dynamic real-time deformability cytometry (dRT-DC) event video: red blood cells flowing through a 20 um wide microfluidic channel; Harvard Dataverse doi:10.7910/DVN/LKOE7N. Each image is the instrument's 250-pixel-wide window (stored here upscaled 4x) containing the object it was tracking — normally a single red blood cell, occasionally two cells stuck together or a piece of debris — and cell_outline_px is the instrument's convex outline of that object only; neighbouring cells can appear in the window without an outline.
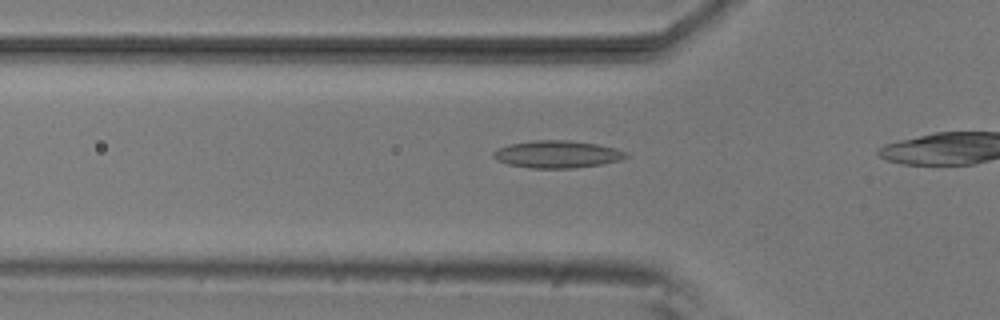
{"species": "common noctule bat (a hibernating species)", "species_latin": "Nyctalus noctula", "temperature_condition": "room temperature", "stored_images_in_passage": 18, "camera_frame_rate_fps": 3000, "um_per_image_px": 0.085, "animal": {"sex": "male", "body_mass_g": 20.5, "forearm_length_mm": 52.5}, "frame": {"image": 1, "passage_image": 6, "time_ms": 1.667, "image_size_px": [1000, 320], "cell_outline_px": [[628, 156], [620, 160], [604, 164], [576, 168], [532, 168], [508, 164], [496, 160], [492, 156], [492, 152], [508, 144], [536, 140], [568, 140], [596, 144], [616, 148], [628, 152]], "centroid_in_image_um": [47.38, 13.11], "position_along_channel_um": 78.4, "area_um2": 21.21}}
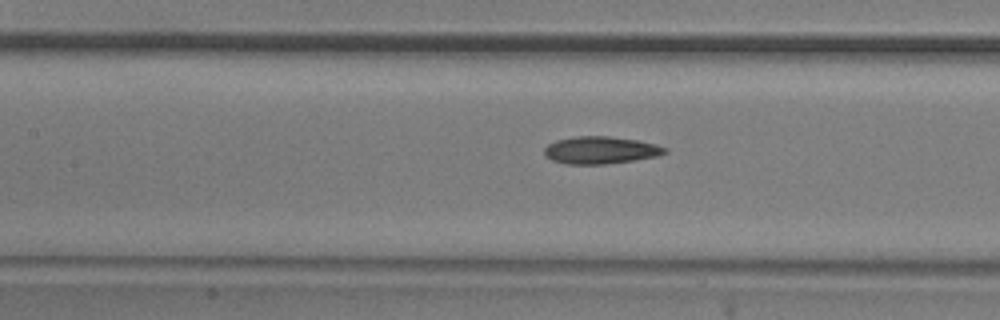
{"frame": {"image": 2, "passage_image": 12, "time_ms": 3.667, "image_size_px": [1000, 320], "cell_outline_px": [[668, 152], [656, 156], [632, 160], [604, 164], [568, 164], [552, 160], [544, 156], [544, 148], [548, 144], [556, 140], [576, 136], [608, 136], [636, 140], [656, 144], [668, 148]], "centroid_in_image_um": [51.02, 12.76], "position_along_channel_um": 156.4, "area_um2": 19.13}}
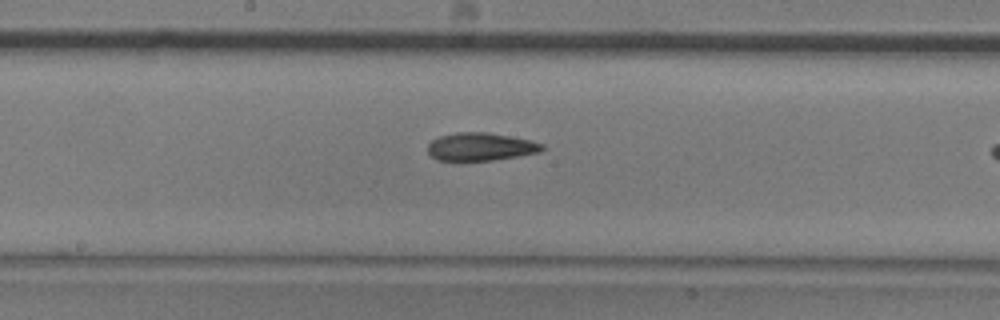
{"frame": {"image": 3, "passage_image": 16, "time_ms": 5.0, "image_size_px": [1000, 320], "cell_outline_px": [[548, 148], [540, 152], [492, 160], [440, 160], [432, 156], [428, 152], [428, 144], [432, 140], [440, 136], [456, 132], [488, 132], [532, 140], [544, 144]], "centroid_in_image_um": [40.91, 12.46], "position_along_channel_um": 207.3, "area_um2": 18.61}}